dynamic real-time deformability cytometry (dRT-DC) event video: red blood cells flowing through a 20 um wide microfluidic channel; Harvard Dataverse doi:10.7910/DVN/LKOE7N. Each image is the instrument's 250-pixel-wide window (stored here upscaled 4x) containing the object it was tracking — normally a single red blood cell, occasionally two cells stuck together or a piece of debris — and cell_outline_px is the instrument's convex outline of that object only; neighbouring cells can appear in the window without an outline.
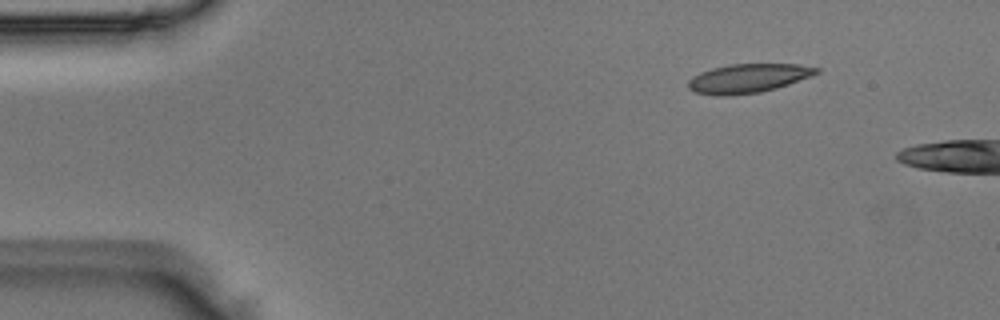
{"species": "Egyptian fruit bat (a non-hibernating species)", "species_latin": "Rousettus aegyptiacus", "temperature_condition": "room temperature", "stored_images_in_passage": 5, "segment_of_instrument_passage": [2, 2], "camera_frame_rate_fps": 3000, "um_per_image_px": 0.085, "animal": {"sex": "male"}, "frame": {"image": 1, "passage_image": 5, "time_ms": 1.333, "image_size_px": [1000, 320], "cell_outline_px": [[820, 72], [812, 76], [776, 88], [760, 92], [728, 96], [716, 96], [696, 92], [688, 88], [688, 80], [692, 76], [700, 72], [712, 68], [728, 64], [800, 64], [820, 68]], "centroid_in_image_um": [63.59, 6.65], "position_along_channel_um": 21.4, "area_um2": 21.79}}